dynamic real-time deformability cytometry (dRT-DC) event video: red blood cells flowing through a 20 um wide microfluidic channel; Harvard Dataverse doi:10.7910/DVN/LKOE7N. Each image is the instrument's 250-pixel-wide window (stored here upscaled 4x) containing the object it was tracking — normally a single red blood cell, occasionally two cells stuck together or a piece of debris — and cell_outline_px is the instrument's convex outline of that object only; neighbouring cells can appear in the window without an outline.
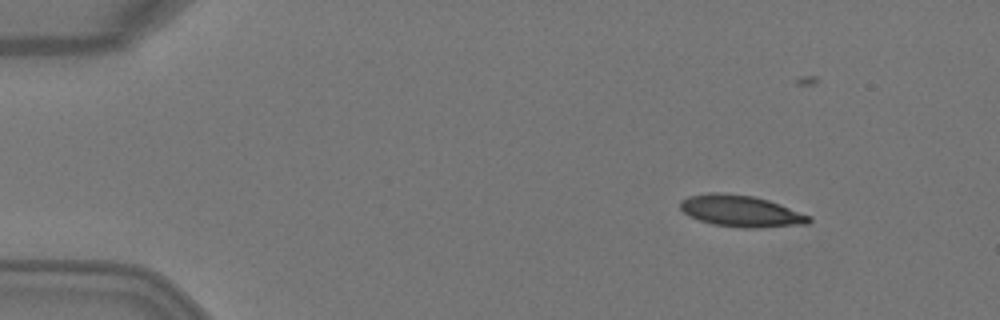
{"species": "Egyptian fruit bat (a non-hibernating species)", "species_latin": "Rousettus aegyptiacus", "temperature_condition": "warm", "stored_images_in_passage": 5, "camera_frame_rate_fps": 3000, "um_per_image_px": 0.085, "animal": {"sex": "female"}, "frame": {"image": 1, "passage_image": 2, "time_ms": 0.333, "image_size_px": [1000, 320], "cell_outline_px": [[812, 220], [808, 224], [760, 228], [740, 228], [712, 224], [700, 220], [684, 212], [680, 208], [680, 200], [688, 196], [708, 192], [720, 192], [752, 196], [768, 200], [780, 204], [812, 216]], "centroid_in_image_um": [63.0, 17.94], "position_along_channel_um": 22.0, "area_um2": 23.81}}